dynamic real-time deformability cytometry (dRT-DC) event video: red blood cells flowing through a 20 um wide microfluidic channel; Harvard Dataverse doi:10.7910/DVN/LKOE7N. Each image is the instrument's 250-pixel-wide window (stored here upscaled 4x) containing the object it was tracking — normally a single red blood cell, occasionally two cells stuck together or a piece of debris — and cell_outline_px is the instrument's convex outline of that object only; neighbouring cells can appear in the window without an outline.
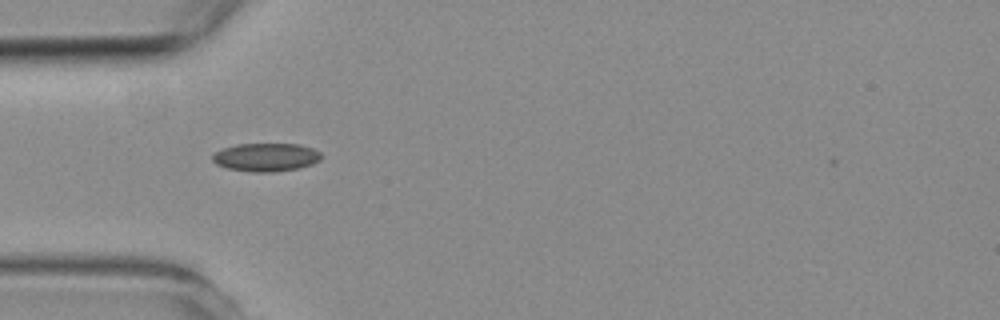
{"species": "common noctule bat (a hibernating species)", "species_latin": "Nyctalus noctula", "temperature_condition": "room temperature", "stored_images_in_passage": 3, "camera_frame_rate_fps": 3000, "um_per_image_px": 0.085, "animal": {"sex": "female", "body_mass_g": 19.3, "forearm_length_mm": 54.1}, "frame": {"image": 1, "passage_image": 1, "time_ms": 0.0, "image_size_px": [1000, 320], "cell_outline_px": [[324, 156], [320, 160], [312, 164], [300, 168], [272, 172], [252, 172], [228, 168], [216, 164], [212, 160], [212, 152], [236, 144], [300, 144], [312, 148], [320, 152]], "centroid_in_image_um": [22.62, 13.36], "position_along_channel_um": 62.4, "area_um2": 18.09}}
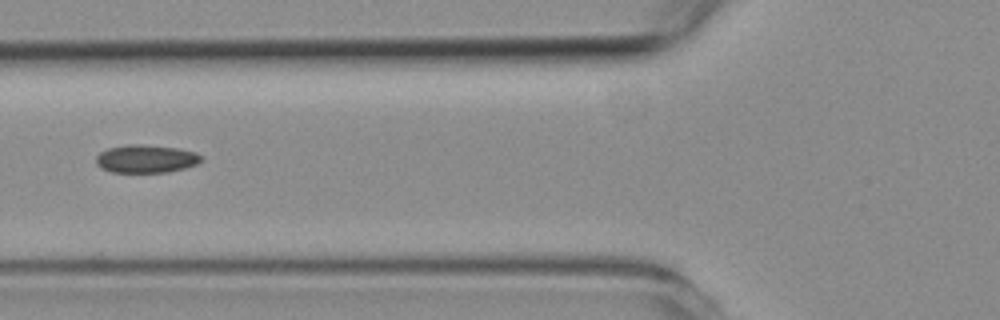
{"frame": {"image": 2, "passage_image": 2, "time_ms": 1.333, "image_size_px": [1000, 320], "cell_outline_px": [[204, 160], [196, 164], [184, 168], [168, 172], [112, 172], [100, 168], [96, 164], [96, 156], [100, 152], [108, 148], [128, 144], [140, 144], [180, 148], [196, 152], [204, 156]], "centroid_in_image_um": [12.44, 13.49], "position_along_channel_um": 113.4, "area_um2": 17.4}}
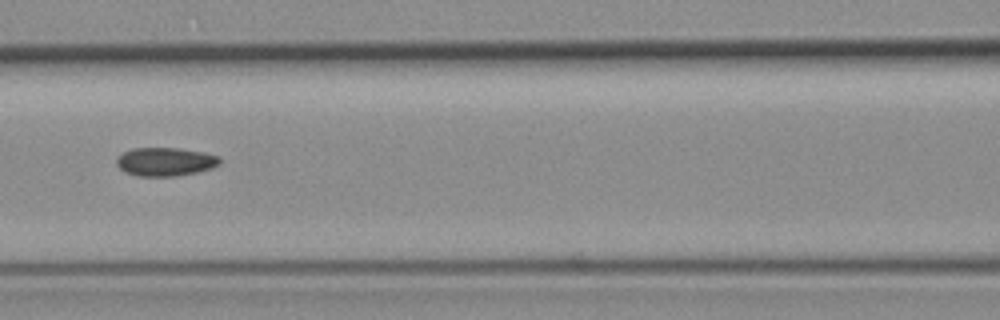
{"frame": {"image": 3, "passage_image": 3, "time_ms": 2.333, "image_size_px": [1000, 320], "cell_outline_px": [[220, 164], [212, 168], [196, 172], [176, 176], [136, 176], [124, 172], [116, 164], [116, 160], [124, 152], [132, 148], [180, 148], [204, 152], [220, 156]], "centroid_in_image_um": [14.06, 13.74], "position_along_channel_um": 152.5, "area_um2": 17.22}}